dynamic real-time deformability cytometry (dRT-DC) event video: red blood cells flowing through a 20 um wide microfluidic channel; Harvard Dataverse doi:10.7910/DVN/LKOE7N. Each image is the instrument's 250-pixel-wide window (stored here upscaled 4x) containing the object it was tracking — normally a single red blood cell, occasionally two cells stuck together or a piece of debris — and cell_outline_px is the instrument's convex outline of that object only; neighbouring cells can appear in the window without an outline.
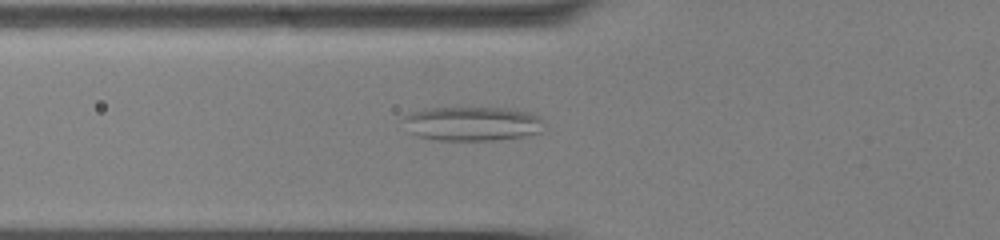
{"species": "common noctule bat (a hibernating species)", "species_latin": "Nyctalus noctula", "temperature_condition": "cold", "stored_images_in_passage": 58, "camera_frame_rate_fps": 3000, "um_per_image_px": 0.085, "animal": {"sex": "male", "body_mass_g": 13.0, "forearm_length_mm": 53.1}, "frame": {"image": 1, "passage_image": 22, "time_ms": 7.0, "image_size_px": [1000, 240], "cell_outline_px": [[544, 120], [540, 132], [524, 136], [492, 140], [436, 140], [416, 136], [408, 132], [400, 120], [408, 112], [424, 108], [516, 108], [532, 112], [540, 116]], "centroid_in_image_um": [40.09, 10.5], "position_along_channel_um": 85.7, "area_um2": 28.73}}
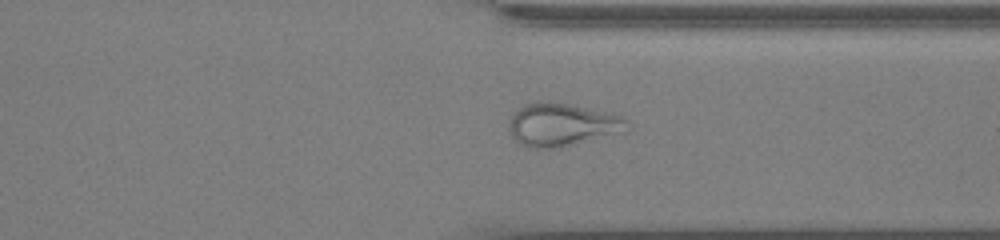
{"frame": {"image": 2, "passage_image": 45, "time_ms": 14.667, "image_size_px": [1000, 240], "cell_outline_px": [[628, 132], [560, 148], [528, 148], [520, 144], [512, 136], [508, 128], [508, 124], [512, 112], [524, 104], [536, 100], [572, 104], [624, 116], [628, 120]], "centroid_in_image_um": [47.79, 10.6], "position_along_channel_um": 363.6, "area_um2": 30.46}}
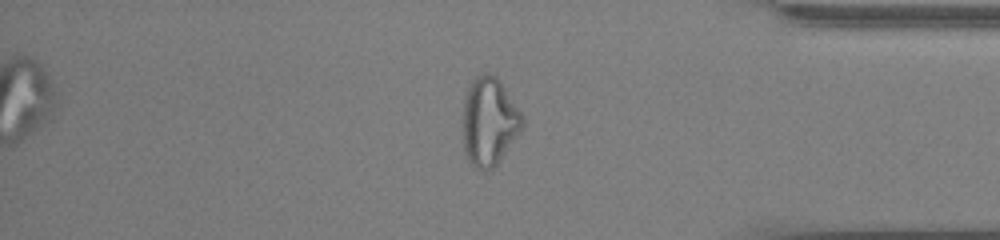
{"frame": {"image": 3, "passage_image": 49, "time_ms": 16.0, "image_size_px": [1000, 240], "cell_outline_px": [[524, 124], [520, 132], [496, 164], [492, 168], [484, 172], [480, 172], [468, 160], [464, 152], [464, 96], [468, 84], [480, 72], [488, 72], [496, 76], [500, 80], [524, 116]], "centroid_in_image_um": [41.58, 10.3], "position_along_channel_um": 393.6, "area_um2": 30.81}}